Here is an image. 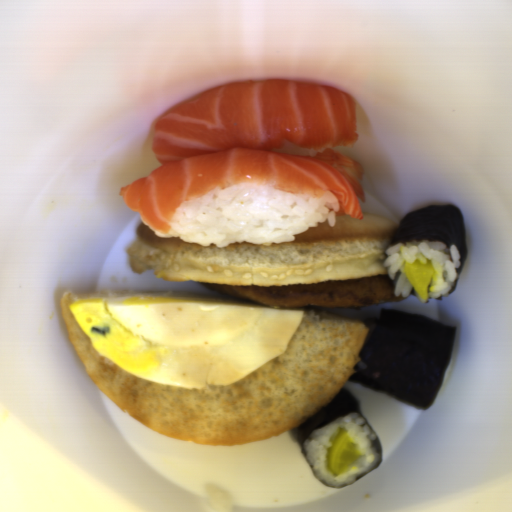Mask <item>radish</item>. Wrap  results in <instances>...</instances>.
<instances>
[{"mask_svg":"<svg viewBox=\"0 0 512 512\" xmlns=\"http://www.w3.org/2000/svg\"><path fill=\"white\" fill-rule=\"evenodd\" d=\"M362 456L358 442L351 437L347 428H341L327 451V469L335 476L341 475Z\"/></svg>","mask_w":512,"mask_h":512,"instance_id":"radish-1","label":"radish"},{"mask_svg":"<svg viewBox=\"0 0 512 512\" xmlns=\"http://www.w3.org/2000/svg\"><path fill=\"white\" fill-rule=\"evenodd\" d=\"M404 272L415 293L425 301L428 299L429 284L435 273L432 260L422 263L420 259L413 263H406Z\"/></svg>","mask_w":512,"mask_h":512,"instance_id":"radish-2","label":"radish"}]
</instances>
